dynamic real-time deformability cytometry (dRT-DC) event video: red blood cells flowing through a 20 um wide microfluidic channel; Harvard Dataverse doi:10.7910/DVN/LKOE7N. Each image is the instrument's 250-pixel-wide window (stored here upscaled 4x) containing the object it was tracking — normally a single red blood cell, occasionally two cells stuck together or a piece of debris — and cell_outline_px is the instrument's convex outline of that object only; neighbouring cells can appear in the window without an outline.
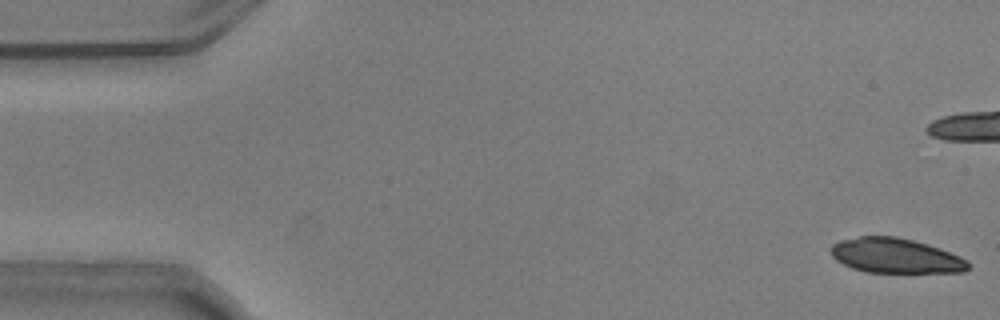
{"species": "common noctule bat (a hibernating species)", "species_latin": "Nyctalus noctula", "temperature_condition": "warm", "stored_images_in_passage": 54, "camera_frame_rate_fps": 3000, "um_per_image_px": 0.085, "animal": {"sex": "male", "body_mass_g": 20.5, "forearm_length_mm": 52.5}, "frame": {"image": 1, "passage_image": 1, "time_ms": 0.0, "image_size_px": [1000, 320], "cell_outline_px": [[972, 268], [964, 272], [868, 272], [852, 268], [836, 260], [832, 256], [832, 244], [840, 240], [860, 236], [896, 236], [912, 240], [940, 248], [960, 256], [968, 260], [972, 264]], "centroid_in_image_um": [76.17, 21.74], "position_along_channel_um": 8.8, "area_um2": 27.92}}